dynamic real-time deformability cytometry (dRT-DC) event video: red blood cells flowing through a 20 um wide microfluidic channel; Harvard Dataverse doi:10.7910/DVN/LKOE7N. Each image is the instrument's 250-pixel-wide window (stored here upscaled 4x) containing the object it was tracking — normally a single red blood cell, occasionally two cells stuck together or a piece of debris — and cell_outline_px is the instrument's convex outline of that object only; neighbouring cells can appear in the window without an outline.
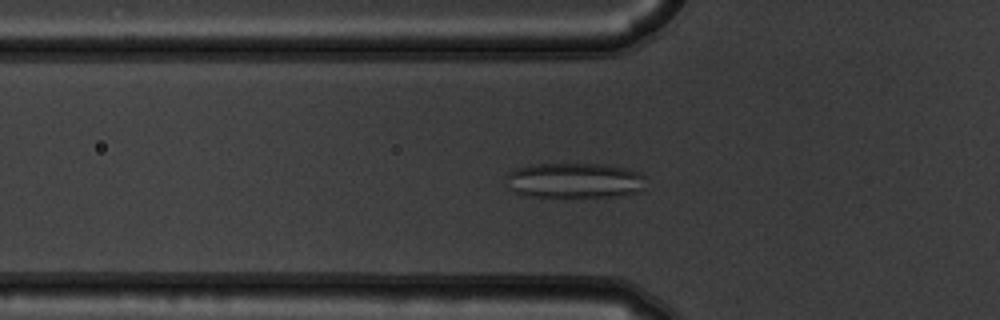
{"species": "common noctule bat (a hibernating species)", "species_latin": "Nyctalus noctula", "temperature_condition": "warm", "stored_images_in_passage": 49, "camera_frame_rate_fps": 3000, "um_per_image_px": 0.085, "animal": {"sex": "male", "body_mass_g": 19.5, "forearm_length_mm": 54.6}, "frame": {"image": 1, "passage_image": 13, "time_ms": 4.0, "image_size_px": [1000, 320], "cell_outline_px": [[644, 192], [616, 196], [520, 196], [512, 192], [508, 188], [504, 176], [508, 172], [516, 168], [532, 164], [608, 164], [628, 168], [640, 172], [644, 176]], "centroid_in_image_um": [48.82, 15.33], "position_along_channel_um": 77.0, "area_um2": 29.3}}
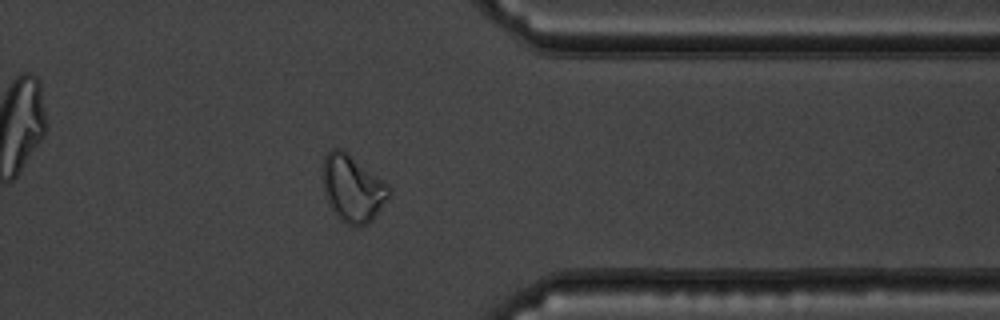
{"frame": {"image": 2, "passage_image": 38, "time_ms": 12.333, "image_size_px": [1000, 320], "cell_outline_px": [[392, 188], [388, 196], [376, 216], [368, 224], [360, 228], [356, 228], [340, 220], [336, 216], [328, 204], [324, 192], [324, 156], [332, 148], [344, 148], [388, 184]], "centroid_in_image_um": [29.98, 16.02], "position_along_channel_um": 381.4, "area_um2": 26.07}}
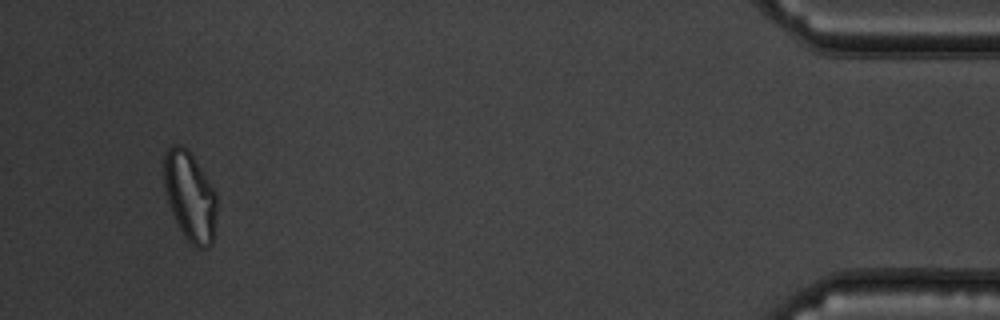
{"frame": {"image": 3, "passage_image": 46, "time_ms": 15.0, "image_size_px": [1000, 320], "cell_outline_px": [[216, 216], [212, 244], [208, 248], [196, 248], [188, 240], [180, 228], [172, 212], [168, 200], [164, 184], [164, 152], [172, 144], [180, 144], [188, 148], [216, 192]], "centroid_in_image_um": [16.15, 16.65], "position_along_channel_um": 419.1, "area_um2": 27.4}, "authors_computed_cell_mechanics": {"area_um2": 26.1834, "velocity_mm_per_s": 3.7292, "shape_relaxation_time_tau1_ms": null, "shape_relaxation_time_tau2_ms": 1.2321, "deformation_change_tau1": null, "deformation_change_tau2": 0.0796}}